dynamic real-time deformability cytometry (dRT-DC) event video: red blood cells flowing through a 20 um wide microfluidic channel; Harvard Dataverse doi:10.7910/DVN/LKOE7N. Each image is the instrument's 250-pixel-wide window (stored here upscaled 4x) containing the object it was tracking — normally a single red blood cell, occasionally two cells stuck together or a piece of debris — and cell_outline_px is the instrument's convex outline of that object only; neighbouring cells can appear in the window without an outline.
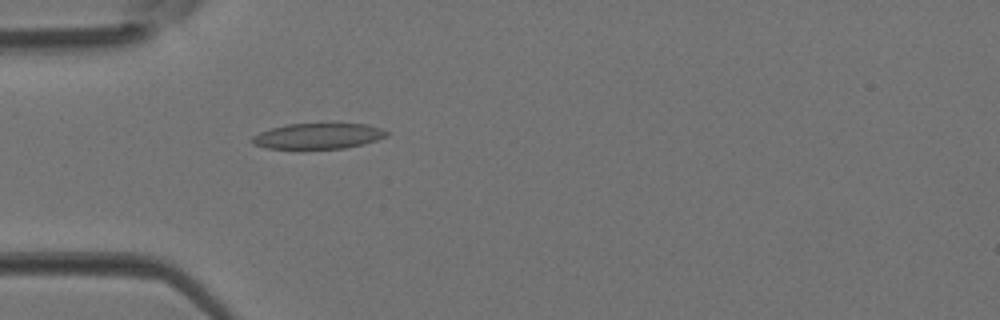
{"species": "Egyptian fruit bat (a non-hibernating species)", "species_latin": "Rousettus aegyptiacus", "temperature_condition": "room temperature", "stored_images_in_passage": 3, "camera_frame_rate_fps": 3000, "um_per_image_px": 0.085, "animal": {"sex": "female"}, "frame": {"image": 1, "passage_image": 3, "time_ms": 0.667, "image_size_px": [1000, 320], "cell_outline_px": [[388, 136], [376, 140], [344, 148], [264, 148], [252, 144], [252, 136], [260, 132], [272, 128], [288, 124], [364, 124], [380, 128], [388, 132]], "centroid_in_image_um": [27.01, 11.56], "position_along_channel_um": 58.0, "area_um2": 19.71}}